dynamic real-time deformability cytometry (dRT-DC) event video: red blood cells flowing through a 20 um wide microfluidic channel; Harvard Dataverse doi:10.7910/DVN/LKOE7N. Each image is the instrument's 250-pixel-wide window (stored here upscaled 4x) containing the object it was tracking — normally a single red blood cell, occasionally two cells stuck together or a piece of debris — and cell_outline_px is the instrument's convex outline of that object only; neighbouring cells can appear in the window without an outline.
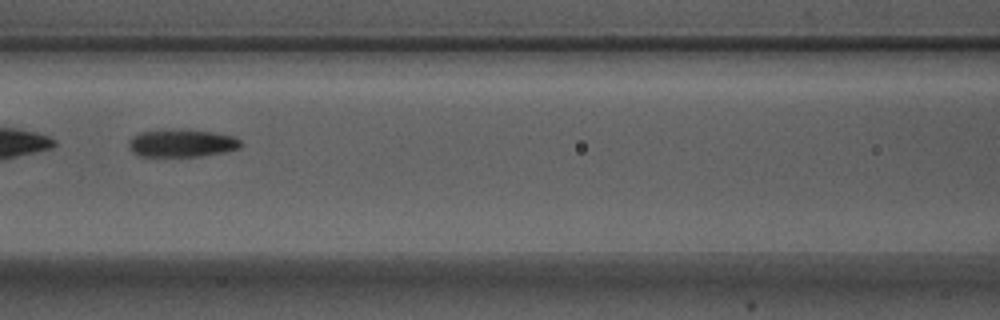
{"species": "Egyptian fruit bat (a non-hibernating species)", "species_latin": "Rousettus aegyptiacus", "temperature_condition": "warm", "stored_images_in_passage": 7, "segment_of_instrument_passage": [1, 2], "camera_frame_rate_fps": 3000, "um_per_image_px": 0.085, "animal": {"sex": "male"}, "frame": {"image": 1, "passage_image": 4, "time_ms": 1.0, "image_size_px": [1000, 320], "cell_outline_px": [[240, 148], [224, 152], [200, 156], [136, 156], [128, 148], [128, 140], [132, 136], [140, 132], [212, 132], [232, 136], [240, 140]], "centroid_in_image_um": [15.4, 12.22], "position_along_channel_um": 151.2, "area_um2": 17.22}}
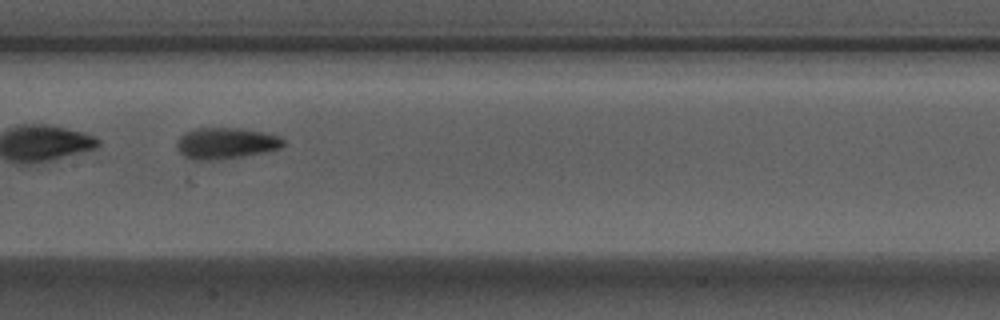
{"frame": {"image": 2, "passage_image": 5, "time_ms": 1.333, "image_size_px": [1000, 320], "cell_outline_px": [[284, 144], [280, 148], [264, 152], [244, 156], [212, 160], [192, 160], [184, 156], [176, 148], [176, 144], [180, 136], [188, 132], [200, 128], [240, 128], [264, 132], [280, 136], [284, 140]], "centroid_in_image_um": [19.21, 12.18], "position_along_channel_um": 188.2, "area_um2": 19.31}}
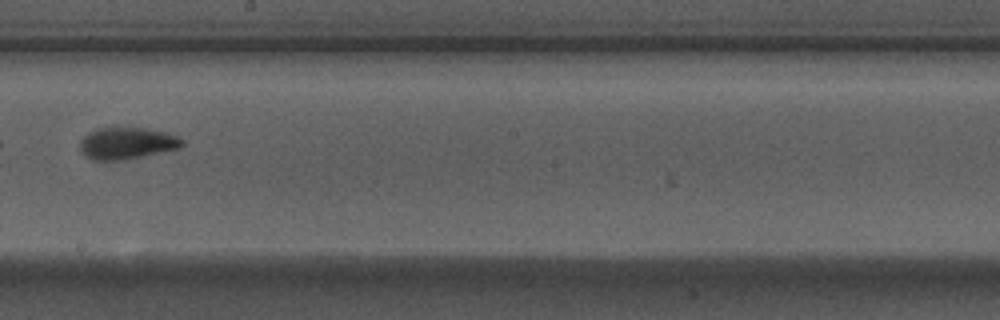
{"frame": {"image": 3, "passage_image": 6, "time_ms": 1.667, "image_size_px": [1000, 320], "cell_outline_px": [[184, 144], [180, 148], [120, 160], [92, 160], [80, 148], [80, 140], [88, 132], [100, 128], [144, 128], [164, 132], [176, 136], [184, 140]], "centroid_in_image_um": [10.79, 12.17], "position_along_channel_um": 237.4, "area_um2": 18.5}}